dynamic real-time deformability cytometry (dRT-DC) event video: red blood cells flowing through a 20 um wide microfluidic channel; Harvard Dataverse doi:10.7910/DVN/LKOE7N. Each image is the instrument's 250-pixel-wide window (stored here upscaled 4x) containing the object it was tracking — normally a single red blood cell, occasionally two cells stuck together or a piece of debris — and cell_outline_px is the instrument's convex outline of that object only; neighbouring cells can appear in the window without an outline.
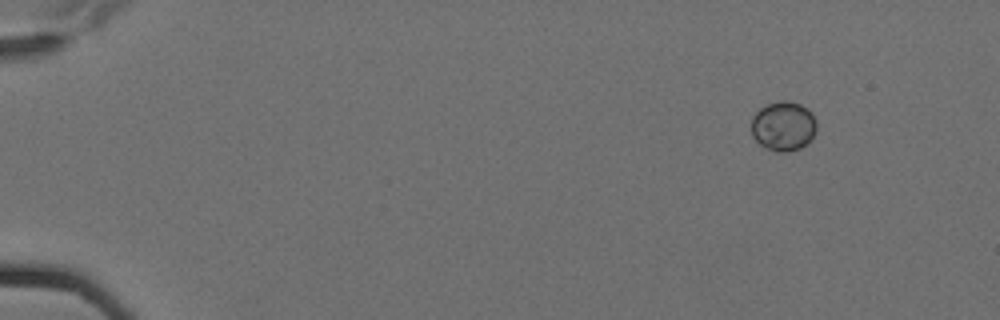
{"species": "Egyptian fruit bat (a non-hibernating species)", "species_latin": "Rousettus aegyptiacus", "temperature_condition": "cold", "stored_images_in_passage": 4, "camera_frame_rate_fps": 3000, "um_per_image_px": 0.085, "animal": {"sex": "female"}, "frame": {"image": 1, "passage_image": 1, "time_ms": 0.0, "image_size_px": [1000, 320], "cell_outline_px": [[816, 132], [800, 148], [788, 152], [776, 152], [760, 144], [752, 136], [752, 116], [760, 108], [768, 104], [780, 100], [788, 100], [800, 104], [808, 108], [812, 112], [816, 120]], "centroid_in_image_um": [66.59, 10.7], "position_along_channel_um": 18.4, "area_um2": 18.84}}